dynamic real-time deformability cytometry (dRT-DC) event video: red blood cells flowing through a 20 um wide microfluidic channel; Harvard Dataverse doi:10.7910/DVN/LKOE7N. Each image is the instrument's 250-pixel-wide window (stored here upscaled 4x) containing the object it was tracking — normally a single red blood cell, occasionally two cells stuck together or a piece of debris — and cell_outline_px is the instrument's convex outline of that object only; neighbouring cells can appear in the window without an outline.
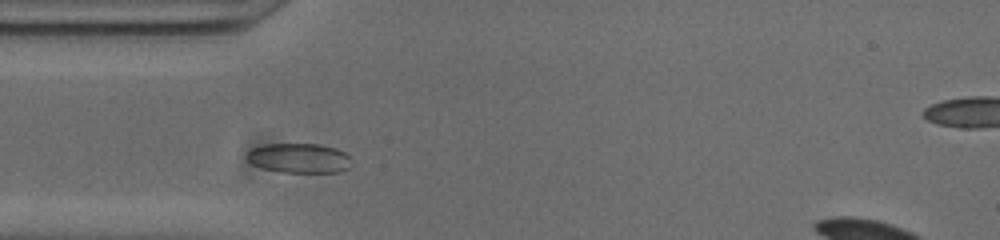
{"species": "common noctule bat (a hibernating species)", "species_latin": "Nyctalus noctula", "temperature_condition": "cold", "stored_images_in_passage": 45, "camera_frame_rate_fps": 3000, "um_per_image_px": 0.085, "animal": {"sex": "male", "body_mass_g": 20.0, "forearm_length_mm": 53.3}, "frame": {"image": 1, "passage_image": 4, "time_ms": 1.0, "image_size_px": [1000, 240], "cell_outline_px": [[348, 168], [340, 172], [280, 172], [264, 168], [252, 164], [248, 160], [248, 152], [252, 148], [264, 144], [320, 144], [336, 148], [344, 152], [348, 156]], "centroid_in_image_um": [25.4, 13.43], "position_along_channel_um": 59.6, "area_um2": 17.86}}
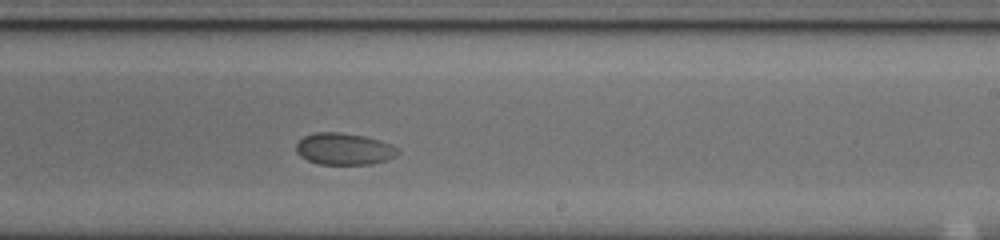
{"frame": {"image": 2, "passage_image": 21, "time_ms": 6.667, "image_size_px": [1000, 240], "cell_outline_px": [[400, 152], [396, 156], [388, 160], [372, 164], [316, 164], [300, 156], [296, 152], [296, 144], [304, 136], [316, 132], [340, 132], [364, 136], [380, 140], [392, 144]], "centroid_in_image_um": [29.26, 12.66], "position_along_channel_um": 259.7, "area_um2": 18.96}}
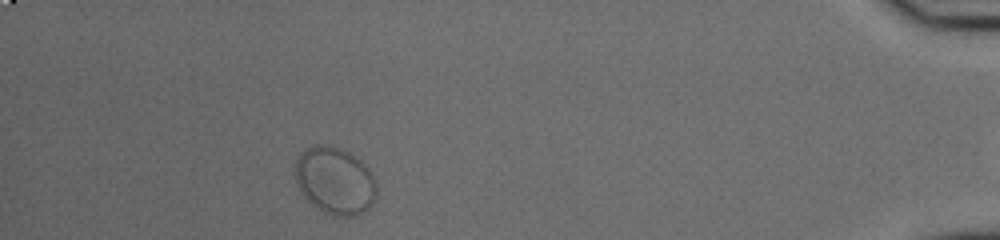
{"frame": {"image": 3, "passage_image": 39, "time_ms": 12.667, "image_size_px": [1000, 240], "cell_outline_px": [[376, 196], [372, 204], [364, 212], [352, 216], [332, 216], [316, 208], [300, 192], [296, 184], [296, 164], [300, 156], [308, 148], [316, 144], [332, 144], [348, 152], [360, 160], [368, 168], [376, 180]], "centroid_in_image_um": [28.49, 15.37], "position_along_channel_um": 406.7, "area_um2": 31.96}, "authors_computed_cell_mechanics": {"area_um2": 19.2474, "velocity_mm_per_s": 3.5586, "shape_relaxation_time_tau1_ms": 2.0354, "shape_relaxation_time_tau2_ms": null, "deformation_change_tau1": 0.0414, "deformation_change_tau2": null}}